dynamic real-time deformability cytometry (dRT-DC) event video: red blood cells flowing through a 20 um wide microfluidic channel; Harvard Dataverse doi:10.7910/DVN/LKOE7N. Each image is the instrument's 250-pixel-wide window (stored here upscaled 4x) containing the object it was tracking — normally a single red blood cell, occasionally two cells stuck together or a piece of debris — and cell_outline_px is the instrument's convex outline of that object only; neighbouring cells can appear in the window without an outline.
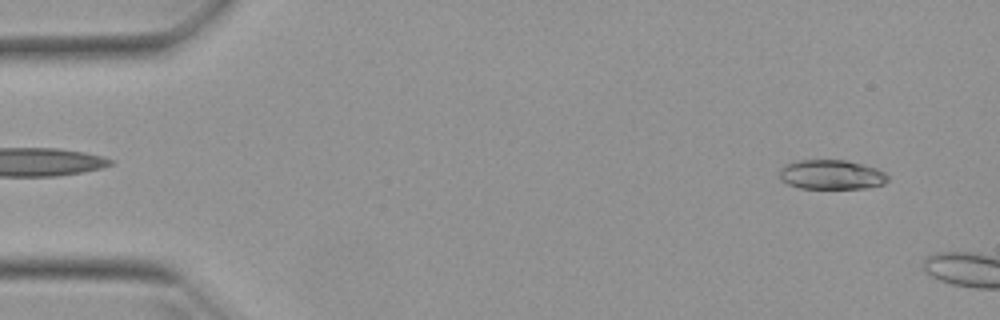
{"species": "Egyptian fruit bat (a non-hibernating species)", "species_latin": "Rousettus aegyptiacus", "temperature_condition": "warm", "stored_images_in_passage": 7, "camera_frame_rate_fps": 3000, "um_per_image_px": 0.085, "animal": {"sex": "female"}, "frame": {"image": 1, "passage_image": 4, "time_ms": 1.0, "image_size_px": [1000, 320], "cell_outline_px": [[888, 180], [884, 184], [868, 188], [800, 188], [788, 184], [780, 180], [780, 168], [784, 164], [796, 160], [844, 160], [864, 164], [876, 168], [884, 172], [888, 176]], "centroid_in_image_um": [70.66, 14.84], "position_along_channel_um": 14.3, "area_um2": 18.79}}